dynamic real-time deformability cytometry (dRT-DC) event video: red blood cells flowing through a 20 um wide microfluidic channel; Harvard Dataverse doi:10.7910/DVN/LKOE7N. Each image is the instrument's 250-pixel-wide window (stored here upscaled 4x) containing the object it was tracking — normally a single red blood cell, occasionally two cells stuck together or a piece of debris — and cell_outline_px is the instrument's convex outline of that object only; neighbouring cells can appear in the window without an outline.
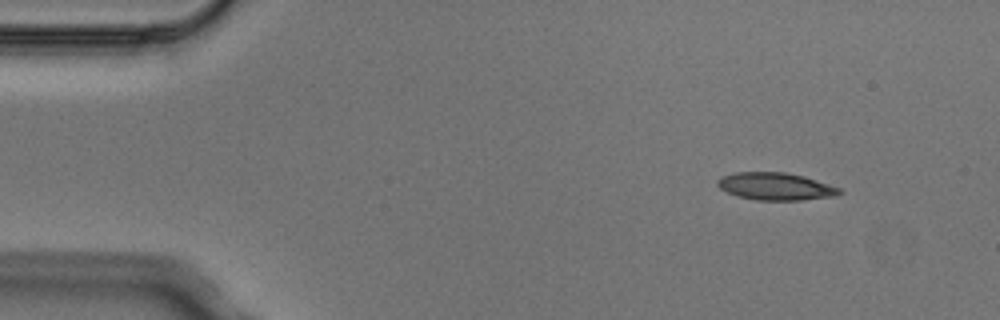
{"species": "Egyptian fruit bat (a non-hibernating species)", "species_latin": "Rousettus aegyptiacus", "temperature_condition": "cold", "stored_images_in_passage": 5, "camera_frame_rate_fps": 3000, "um_per_image_px": 0.085, "animal": {"sex": "male"}, "frame": {"image": 1, "passage_image": 1, "time_ms": 0.0, "image_size_px": [1000, 320], "cell_outline_px": [[844, 192], [836, 196], [800, 200], [756, 200], [736, 196], [720, 188], [716, 184], [716, 180], [720, 176], [736, 172], [784, 172], [804, 176], [840, 188]], "centroid_in_image_um": [65.9, 15.84], "position_along_channel_um": 19.1, "area_um2": 19.59}}
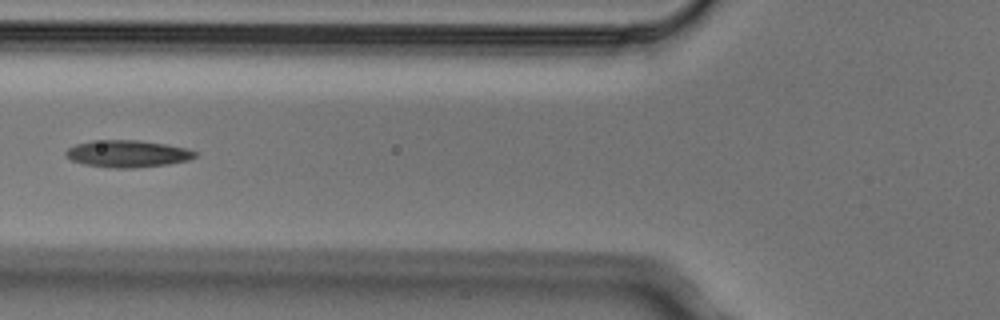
{"frame": {"image": 2, "passage_image": 5, "time_ms": 1.333, "image_size_px": [1000, 320], "cell_outline_px": [[200, 152], [196, 156], [188, 160], [168, 164], [132, 168], [108, 168], [84, 164], [72, 160], [64, 156], [64, 152], [68, 148], [76, 144], [92, 140], [140, 140], [188, 148]], "centroid_in_image_um": [10.83, 13.06], "position_along_channel_um": 115.0, "area_um2": 20.58}}